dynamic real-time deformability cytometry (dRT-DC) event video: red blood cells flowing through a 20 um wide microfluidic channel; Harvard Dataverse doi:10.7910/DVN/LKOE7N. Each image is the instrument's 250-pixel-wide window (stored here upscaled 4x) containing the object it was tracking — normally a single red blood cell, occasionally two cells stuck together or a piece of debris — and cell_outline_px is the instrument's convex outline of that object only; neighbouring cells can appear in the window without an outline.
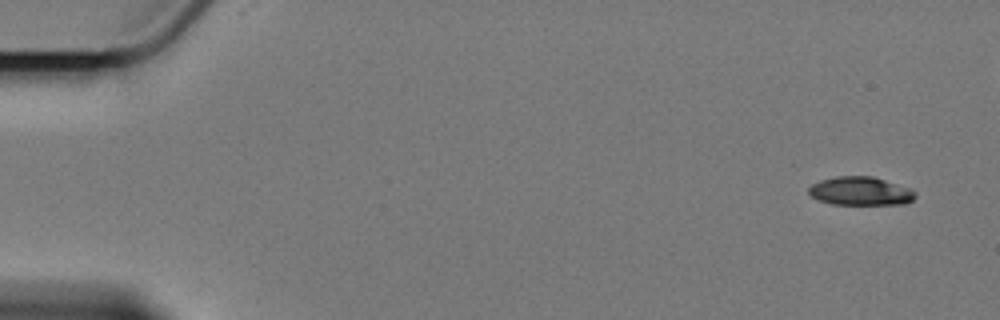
{"species": "Egyptian fruit bat (a non-hibernating species)", "species_latin": "Rousettus aegyptiacus", "temperature_condition": "cold", "stored_images_in_passage": 6, "camera_frame_rate_fps": 3000, "um_per_image_px": 0.085, "animal": {"sex": "female"}, "frame": {"image": 1, "passage_image": 1, "time_ms": 0.0, "image_size_px": [1000, 320], "cell_outline_px": [[916, 196], [912, 200], [904, 204], [832, 204], [820, 200], [812, 196], [808, 192], [808, 188], [812, 184], [820, 180], [836, 176], [872, 176], [912, 188], [916, 192]], "centroid_in_image_um": [73.17, 16.23], "position_along_channel_um": 11.8, "area_um2": 17.74}}